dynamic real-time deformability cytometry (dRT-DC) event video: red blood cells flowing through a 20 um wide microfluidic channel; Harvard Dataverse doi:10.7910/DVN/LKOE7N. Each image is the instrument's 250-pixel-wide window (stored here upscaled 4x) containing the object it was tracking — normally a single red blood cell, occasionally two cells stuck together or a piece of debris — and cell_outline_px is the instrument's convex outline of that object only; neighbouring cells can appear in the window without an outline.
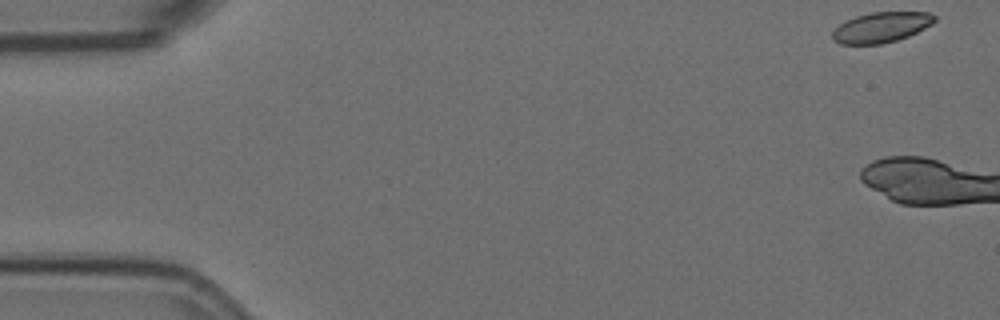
{"species": "Egyptian fruit bat (a non-hibernating species)", "species_latin": "Rousettus aegyptiacus", "temperature_condition": "room temperature", "stored_images_in_passage": 7, "camera_frame_rate_fps": 3000, "um_per_image_px": 0.085, "animal": {"sex": "female"}, "frame": {"image": 1, "passage_image": 1, "time_ms": 0.0, "image_size_px": [1000, 320], "cell_outline_px": [[936, 20], [932, 24], [908, 36], [896, 40], [880, 44], [840, 44], [832, 40], [832, 32], [844, 20], [856, 16], [872, 12], [928, 12], [936, 16]], "centroid_in_image_um": [74.88, 2.32], "position_along_channel_um": 10.1, "area_um2": 18.03}}
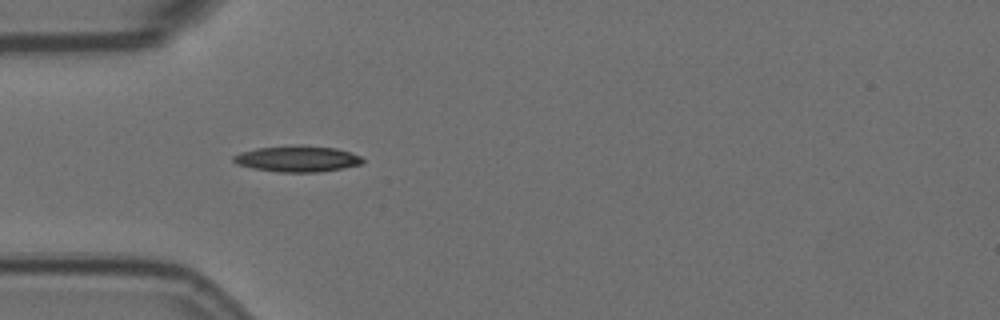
{"frame": {"image": 2, "passage_image": 6, "time_ms": 1.667, "image_size_px": [1000, 320], "cell_outline_px": [[364, 164], [316, 172], [276, 172], [252, 168], [236, 164], [232, 160], [232, 156], [240, 152], [256, 148], [300, 144], [336, 148], [360, 156], [364, 160]], "centroid_in_image_um": [25.23, 13.49], "position_along_channel_um": 59.8, "area_um2": 19.77}}
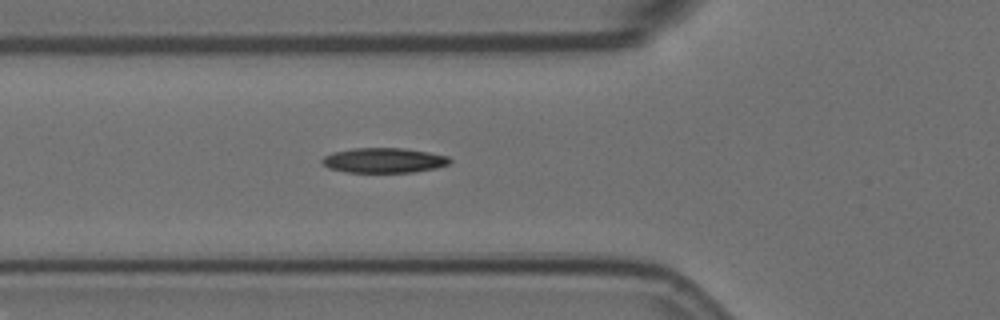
{"frame": {"image": 3, "passage_image": 7, "time_ms": 2.0, "image_size_px": [1000, 320], "cell_outline_px": [[452, 160], [448, 164], [436, 168], [412, 172], [344, 172], [328, 168], [320, 160], [324, 156], [332, 152], [352, 148], [404, 148], [428, 152], [448, 156]], "centroid_in_image_um": [32.6, 13.62], "position_along_channel_um": 93.2, "area_um2": 18.61}}